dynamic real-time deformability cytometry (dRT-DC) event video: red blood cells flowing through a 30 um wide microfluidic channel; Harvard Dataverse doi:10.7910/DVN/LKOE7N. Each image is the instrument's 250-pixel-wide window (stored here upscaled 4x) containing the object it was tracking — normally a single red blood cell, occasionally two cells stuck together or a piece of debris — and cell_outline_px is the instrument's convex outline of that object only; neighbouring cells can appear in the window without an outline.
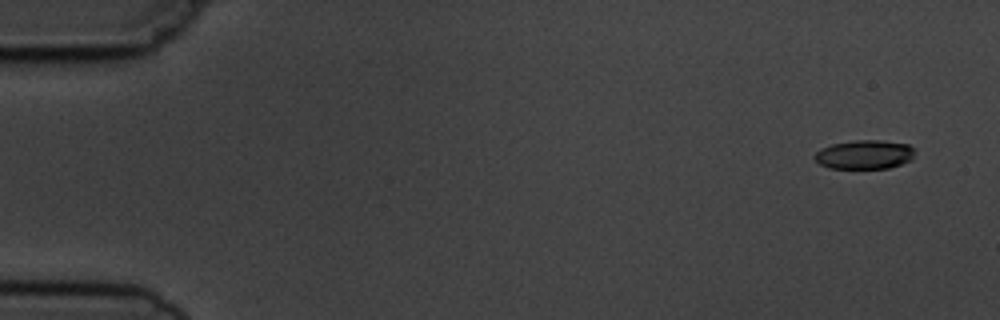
{"species": "common noctule bat (a hibernating species)", "species_latin": "Nyctalus noctula", "temperature_condition": "cold", "stored_images_in_passage": 4, "camera_frame_rate_fps": 3000, "um_per_image_px": 0.085, "animal": {"sex": "male", "body_mass_g": 19.5, "forearm_length_mm": 54.6}, "frame": {"image": 1, "passage_image": 1, "time_ms": 0.0, "image_size_px": [1000, 320], "cell_outline_px": [[916, 148], [912, 160], [888, 168], [828, 168], [820, 164], [812, 156], [820, 148], [832, 144], [856, 140], [880, 140], [908, 144]], "centroid_in_image_um": [73.49, 13.13], "position_along_channel_um": 11.5, "area_um2": 17.05}}
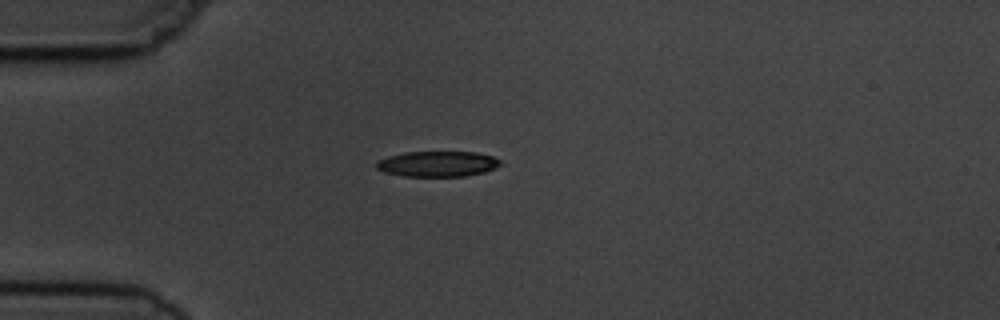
{"frame": {"image": 2, "passage_image": 4, "time_ms": 4.0, "image_size_px": [1000, 320], "cell_outline_px": [[504, 164], [496, 168], [484, 172], [464, 176], [404, 176], [384, 172], [376, 168], [376, 164], [380, 160], [404, 152], [476, 152], [492, 156], [500, 160]], "centroid_in_image_um": [37.26, 13.93], "position_along_channel_um": 47.7, "area_um2": 18.32}}